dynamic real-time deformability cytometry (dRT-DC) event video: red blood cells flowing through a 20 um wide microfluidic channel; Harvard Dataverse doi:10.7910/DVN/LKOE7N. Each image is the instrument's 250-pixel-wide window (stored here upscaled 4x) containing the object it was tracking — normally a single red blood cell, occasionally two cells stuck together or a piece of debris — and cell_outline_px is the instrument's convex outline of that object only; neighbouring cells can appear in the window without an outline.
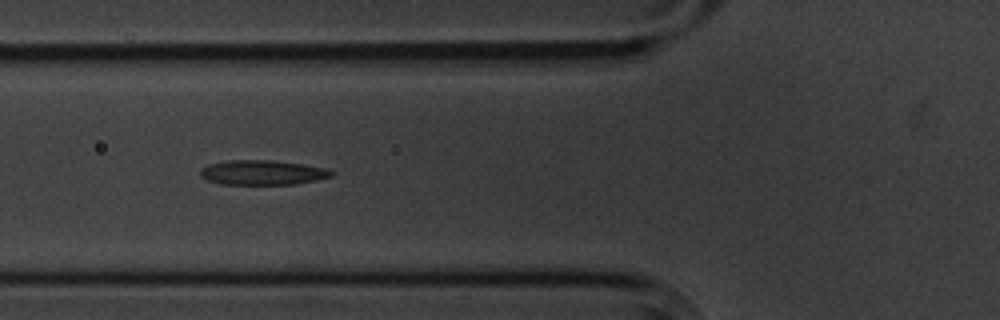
{"species": "common noctule bat (a hibernating species)", "species_latin": "Nyctalus noctula", "temperature_condition": "cold", "stored_images_in_passage": 7, "camera_frame_rate_fps": 3000, "um_per_image_px": 0.085, "animal": {"sex": "male", "body_mass_g": 20.1, "forearm_length_mm": 53.5}, "frame": {"image": 1, "passage_image": 6, "time_ms": 6.667, "image_size_px": [1000, 320], "cell_outline_px": [[332, 176], [316, 180], [292, 184], [220, 184], [208, 180], [200, 176], [200, 168], [208, 164], [228, 160], [272, 160], [304, 164], [328, 168], [332, 172]], "centroid_in_image_um": [22.28, 14.65], "position_along_channel_um": 103.5, "area_um2": 18.9}}
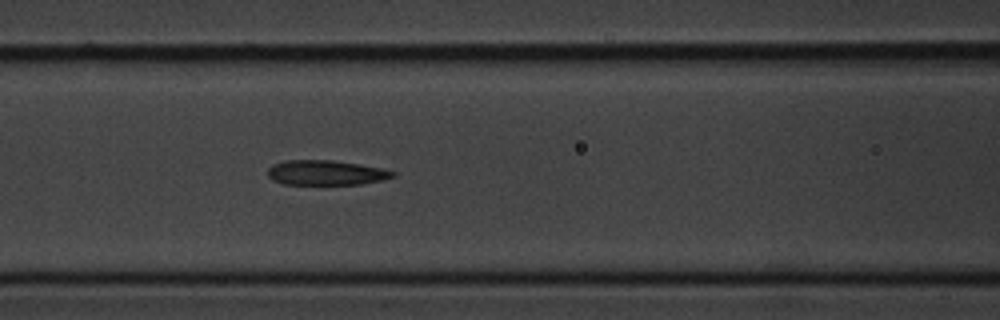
{"frame": {"image": 2, "passage_image": 7, "time_ms": 7.667, "image_size_px": [1000, 320], "cell_outline_px": [[396, 176], [380, 180], [360, 184], [284, 184], [272, 180], [268, 176], [268, 168], [272, 164], [288, 160], [332, 160], [380, 168], [396, 172]], "centroid_in_image_um": [27.66, 14.68], "position_along_channel_um": 138.9, "area_um2": 17.92}}